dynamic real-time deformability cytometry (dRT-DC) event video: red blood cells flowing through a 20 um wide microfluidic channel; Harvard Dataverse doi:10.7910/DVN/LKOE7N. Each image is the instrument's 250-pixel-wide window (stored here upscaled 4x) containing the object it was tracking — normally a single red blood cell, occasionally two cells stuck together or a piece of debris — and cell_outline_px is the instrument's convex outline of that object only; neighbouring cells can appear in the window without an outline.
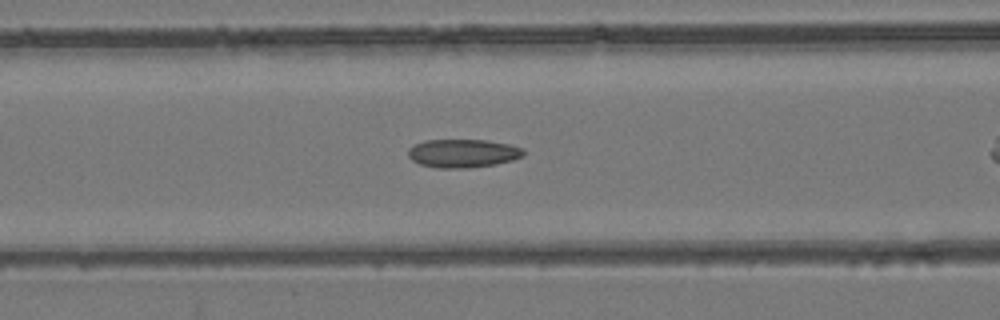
{"species": "common noctule bat (a hibernating species)", "species_latin": "Nyctalus noctula", "temperature_condition": "room temperature", "stored_images_in_passage": 33, "camera_frame_rate_fps": 3000, "um_per_image_px": 0.085, "animal": {"sex": "female", "body_mass_g": 24.6, "forearm_length_mm": 56.2}, "frame": {"image": 1, "passage_image": 12, "time_ms": 3.667, "image_size_px": [1000, 320], "cell_outline_px": [[524, 156], [512, 160], [496, 164], [468, 168], [436, 168], [420, 164], [412, 160], [408, 156], [408, 148], [424, 140], [488, 140], [508, 144], [520, 148], [524, 152]], "centroid_in_image_um": [39.32, 13.03], "position_along_channel_um": 127.3, "area_um2": 19.07}}
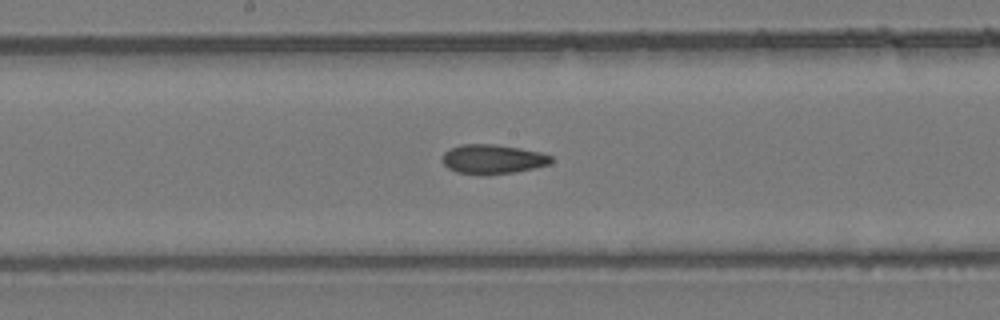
{"frame": {"image": 2, "passage_image": 18, "time_ms": 5.667, "image_size_px": [1000, 320], "cell_outline_px": [[552, 160], [548, 164], [532, 168], [512, 172], [488, 176], [484, 176], [456, 172], [448, 168], [444, 164], [444, 152], [448, 148], [460, 144], [496, 144], [520, 148], [540, 152], [552, 156]], "centroid_in_image_um": [41.84, 13.53], "position_along_channel_um": 206.4, "area_um2": 18.73}}
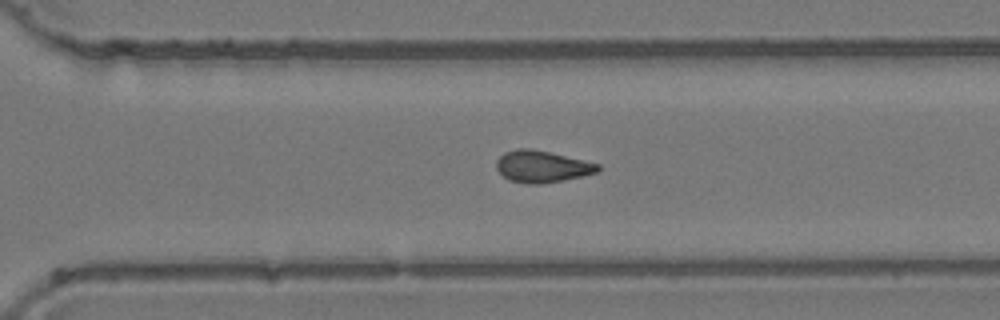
{"frame": {"image": 3, "passage_image": 27, "time_ms": 8.667, "image_size_px": [1000, 320], "cell_outline_px": [[600, 168], [596, 172], [580, 176], [540, 184], [528, 184], [508, 180], [496, 168], [496, 160], [504, 152], [516, 148], [532, 148], [584, 160], [600, 164]], "centroid_in_image_um": [46.02, 14.14], "position_along_channel_um": 324.6, "area_um2": 18.67}}